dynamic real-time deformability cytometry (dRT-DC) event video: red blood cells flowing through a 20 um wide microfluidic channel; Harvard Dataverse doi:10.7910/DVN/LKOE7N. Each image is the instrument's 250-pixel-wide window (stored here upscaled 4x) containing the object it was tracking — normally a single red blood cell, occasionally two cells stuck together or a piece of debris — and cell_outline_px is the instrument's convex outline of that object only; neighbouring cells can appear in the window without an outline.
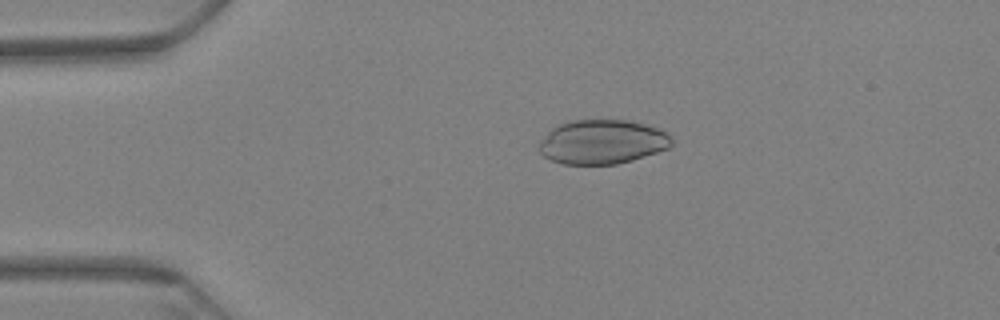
{"species": "Egyptian fruit bat (a non-hibernating species)", "species_latin": "Rousettus aegyptiacus", "temperature_condition": "warm", "stored_images_in_passage": 63, "camera_frame_rate_fps": 3000, "um_per_image_px": 0.085, "animal": {"sex": "female"}, "frame": {"image": 1, "passage_image": 13, "time_ms": 4.0, "image_size_px": [1000, 320], "cell_outline_px": [[672, 144], [668, 148], [632, 160], [616, 164], [564, 164], [552, 160], [544, 156], [540, 152], [540, 144], [548, 132], [556, 124], [568, 120], [628, 120], [660, 128], [668, 132], [672, 140]], "centroid_in_image_um": [51.21, 12.04], "position_along_channel_um": 33.8, "area_um2": 34.16}}
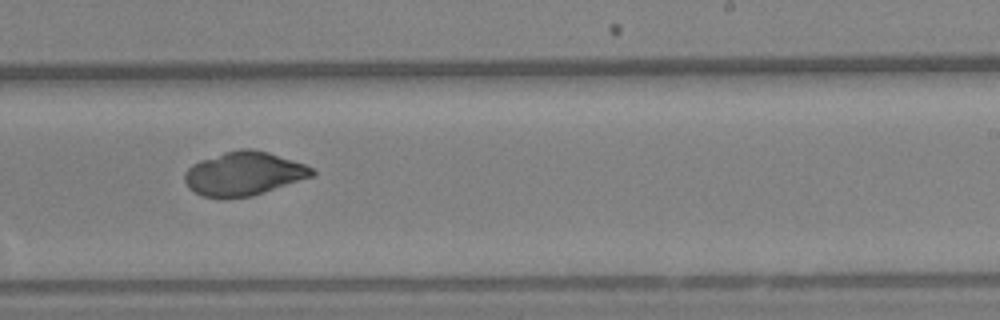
{"frame": {"image": 2, "passage_image": 39, "time_ms": 12.667, "image_size_px": [1000, 320], "cell_outline_px": [[316, 176], [252, 196], [224, 200], [204, 196], [188, 188], [184, 180], [184, 172], [192, 164], [200, 160], [224, 152], [240, 148], [252, 148], [268, 152], [304, 164], [312, 168], [316, 172]], "centroid_in_image_um": [20.72, 14.78], "position_along_channel_um": 268.3, "area_um2": 32.95}}
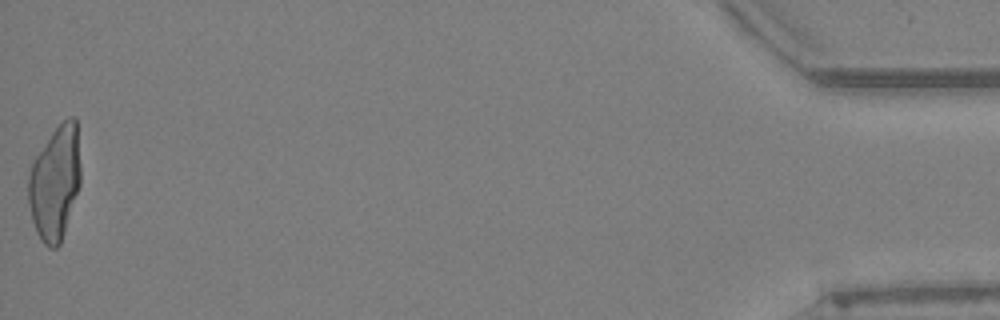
{"frame": {"image": 3, "passage_image": 63, "time_ms": 20.667, "image_size_px": [1000, 320], "cell_outline_px": [[80, 184], [60, 244], [56, 248], [48, 248], [40, 240], [36, 232], [32, 220], [28, 204], [28, 176], [32, 160], [52, 132], [68, 116], [76, 116], [80, 164]], "centroid_in_image_um": [4.66, 15.53], "position_along_channel_um": 430.5, "area_um2": 34.91}}